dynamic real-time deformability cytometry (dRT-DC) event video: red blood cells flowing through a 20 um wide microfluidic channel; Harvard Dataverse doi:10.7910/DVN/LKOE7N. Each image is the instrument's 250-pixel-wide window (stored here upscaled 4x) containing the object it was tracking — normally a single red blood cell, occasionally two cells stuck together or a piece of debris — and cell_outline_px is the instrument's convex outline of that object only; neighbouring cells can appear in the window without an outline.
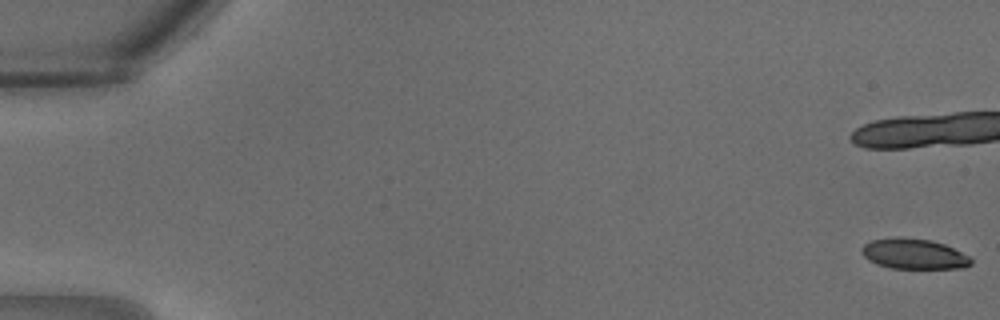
{"species": "common noctule bat (a hibernating species)", "species_latin": "Nyctalus noctula", "temperature_condition": "warm", "stored_images_in_passage": 13, "camera_frame_rate_fps": 3000, "um_per_image_px": 0.085, "animal": {"sex": "male", "body_mass_g": 18.8}, "frame": {"image": 1, "passage_image": 1, "time_ms": 0.0, "image_size_px": [1000, 320], "cell_outline_px": [[972, 264], [964, 268], [892, 268], [876, 264], [868, 260], [860, 252], [860, 248], [864, 244], [872, 240], [892, 236], [900, 236], [932, 240], [944, 244], [968, 256], [972, 260]], "centroid_in_image_um": [77.63, 21.56], "position_along_channel_um": 7.4, "area_um2": 19.54}}